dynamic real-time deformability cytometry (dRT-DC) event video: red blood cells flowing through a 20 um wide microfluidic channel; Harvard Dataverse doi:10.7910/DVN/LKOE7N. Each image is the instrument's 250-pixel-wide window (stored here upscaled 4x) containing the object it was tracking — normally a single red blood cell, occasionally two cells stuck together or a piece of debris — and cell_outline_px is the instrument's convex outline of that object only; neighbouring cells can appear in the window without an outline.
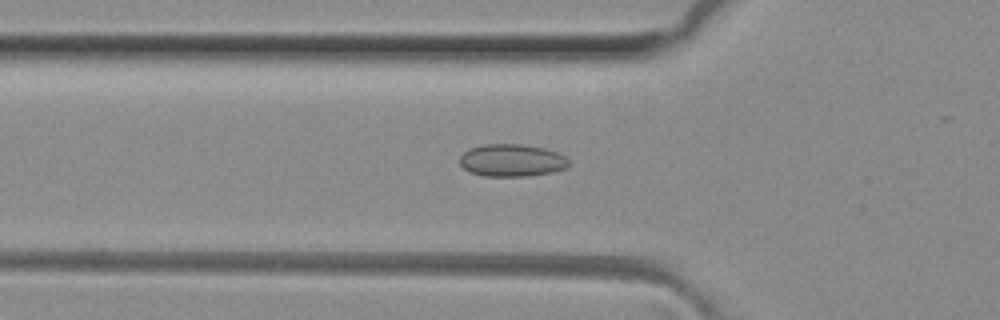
{"species": "common noctule bat (a hibernating species)", "species_latin": "Nyctalus noctula", "temperature_condition": "room temperature", "stored_images_in_passage": 35, "camera_frame_rate_fps": 3000, "um_per_image_px": 0.085, "animal": {"sex": "female", "body_mass_g": 29.2, "forearm_length_mm": 56.3}, "frame": {"image": 1, "passage_image": 2, "time_ms": 0.333, "image_size_px": [1000, 320], "cell_outline_px": [[568, 164], [564, 168], [552, 172], [528, 176], [484, 176], [468, 172], [460, 164], [460, 156], [464, 152], [472, 148], [484, 144], [524, 144], [544, 148], [556, 152], [564, 156], [568, 160]], "centroid_in_image_um": [43.48, 13.63], "position_along_channel_um": 82.3, "area_um2": 20.52}}
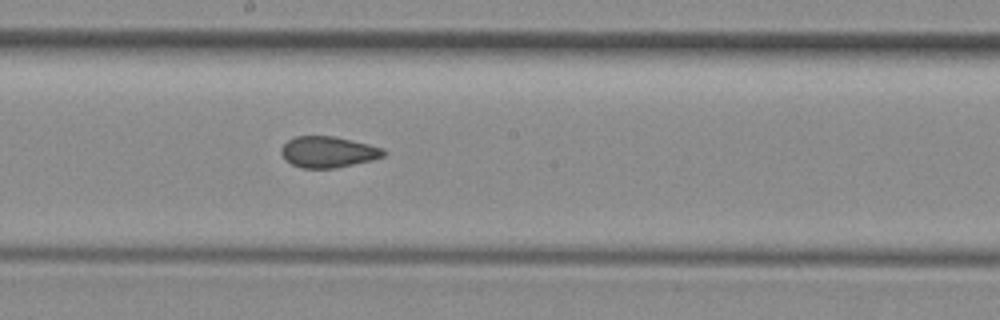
{"frame": {"image": 2, "passage_image": 12, "time_ms": 3.667, "image_size_px": [1000, 320], "cell_outline_px": [[388, 152], [384, 156], [372, 160], [336, 168], [300, 168], [292, 164], [280, 152], [284, 144], [288, 140], [296, 136], [332, 136], [352, 140], [384, 148]], "centroid_in_image_um": [27.93, 12.92], "position_along_channel_um": 220.3, "area_um2": 18.5}}
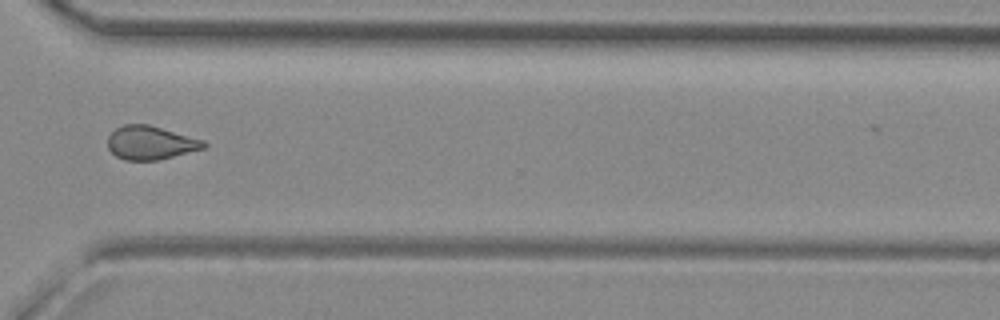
{"frame": {"image": 3, "passage_image": 22, "time_ms": 7.0, "image_size_px": [1000, 320], "cell_outline_px": [[208, 144], [204, 148], [160, 160], [124, 160], [116, 156], [108, 148], [108, 136], [116, 128], [124, 124], [148, 124], [204, 140]], "centroid_in_image_um": [12.79, 12.14], "position_along_channel_um": 357.8, "area_um2": 18.79}, "authors_computed_cell_mechanics": {"area_um2": 18.785, "velocity_mm_per_s": 4.1195, "shape_relaxation_time_tau1_ms": null, "shape_relaxation_time_tau2_ms": 1.4756, "deformation_change_tau1": null, "deformation_change_tau2": 0.0676}}